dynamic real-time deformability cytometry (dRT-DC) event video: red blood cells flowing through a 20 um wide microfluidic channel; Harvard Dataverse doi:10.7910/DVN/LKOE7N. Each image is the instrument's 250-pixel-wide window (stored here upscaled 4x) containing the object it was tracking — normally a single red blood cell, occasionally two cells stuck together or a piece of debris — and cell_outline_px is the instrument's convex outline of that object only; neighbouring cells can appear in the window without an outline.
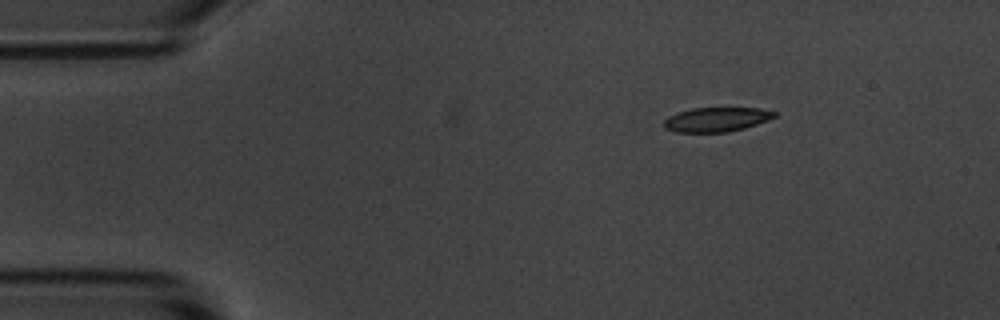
{"species": "common noctule bat (a hibernating species)", "species_latin": "Nyctalus noctula", "temperature_condition": "room temperature", "stored_images_in_passage": 3, "camera_frame_rate_fps": 3000, "um_per_image_px": 0.085, "animal": {"sex": "male", "body_mass_g": 20.1, "forearm_length_mm": 53.5}, "frame": {"image": 1, "passage_image": 1, "time_ms": 0.0, "image_size_px": [1000, 320], "cell_outline_px": [[776, 116], [768, 120], [744, 128], [728, 132], [676, 132], [664, 128], [664, 120], [668, 116], [692, 108], [760, 108], [776, 112]], "centroid_in_image_um": [60.9, 10.16], "position_along_channel_um": 24.1, "area_um2": 15.61}}